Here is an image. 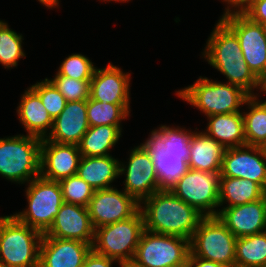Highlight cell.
Returning a JSON list of instances; mask_svg holds the SVG:
<instances>
[{
  "label": "cell",
  "instance_id": "cell-1",
  "mask_svg": "<svg viewBox=\"0 0 266 267\" xmlns=\"http://www.w3.org/2000/svg\"><path fill=\"white\" fill-rule=\"evenodd\" d=\"M141 202L140 211L143 215L144 228L156 234L191 240L200 221L205 217L196 208L176 197L169 189L156 191Z\"/></svg>",
  "mask_w": 266,
  "mask_h": 267
},
{
  "label": "cell",
  "instance_id": "cell-2",
  "mask_svg": "<svg viewBox=\"0 0 266 267\" xmlns=\"http://www.w3.org/2000/svg\"><path fill=\"white\" fill-rule=\"evenodd\" d=\"M215 26L203 56L211 66L226 76L228 83L237 85L254 96L252 90L258 88V77L243 58L236 34L221 19Z\"/></svg>",
  "mask_w": 266,
  "mask_h": 267
},
{
  "label": "cell",
  "instance_id": "cell-3",
  "mask_svg": "<svg viewBox=\"0 0 266 267\" xmlns=\"http://www.w3.org/2000/svg\"><path fill=\"white\" fill-rule=\"evenodd\" d=\"M43 235L13 215L0 217V262L8 267H39Z\"/></svg>",
  "mask_w": 266,
  "mask_h": 267
},
{
  "label": "cell",
  "instance_id": "cell-4",
  "mask_svg": "<svg viewBox=\"0 0 266 267\" xmlns=\"http://www.w3.org/2000/svg\"><path fill=\"white\" fill-rule=\"evenodd\" d=\"M41 140L28 134L0 138V176L21 184L39 177Z\"/></svg>",
  "mask_w": 266,
  "mask_h": 267
},
{
  "label": "cell",
  "instance_id": "cell-5",
  "mask_svg": "<svg viewBox=\"0 0 266 267\" xmlns=\"http://www.w3.org/2000/svg\"><path fill=\"white\" fill-rule=\"evenodd\" d=\"M176 92L178 97L200 109L207 117L240 112L239 107L250 97L237 85L201 76L193 85Z\"/></svg>",
  "mask_w": 266,
  "mask_h": 267
},
{
  "label": "cell",
  "instance_id": "cell-6",
  "mask_svg": "<svg viewBox=\"0 0 266 267\" xmlns=\"http://www.w3.org/2000/svg\"><path fill=\"white\" fill-rule=\"evenodd\" d=\"M144 230L143 215L139 210L129 219L96 228L92 249L115 259L119 266L131 263Z\"/></svg>",
  "mask_w": 266,
  "mask_h": 267
},
{
  "label": "cell",
  "instance_id": "cell-7",
  "mask_svg": "<svg viewBox=\"0 0 266 267\" xmlns=\"http://www.w3.org/2000/svg\"><path fill=\"white\" fill-rule=\"evenodd\" d=\"M236 240L217 216H207L193 233L190 253L197 258L235 267Z\"/></svg>",
  "mask_w": 266,
  "mask_h": 267
},
{
  "label": "cell",
  "instance_id": "cell-8",
  "mask_svg": "<svg viewBox=\"0 0 266 267\" xmlns=\"http://www.w3.org/2000/svg\"><path fill=\"white\" fill-rule=\"evenodd\" d=\"M26 197L28 208L13 216L44 234L51 227L64 202L60 184L39 176L29 182Z\"/></svg>",
  "mask_w": 266,
  "mask_h": 267
},
{
  "label": "cell",
  "instance_id": "cell-9",
  "mask_svg": "<svg viewBox=\"0 0 266 267\" xmlns=\"http://www.w3.org/2000/svg\"><path fill=\"white\" fill-rule=\"evenodd\" d=\"M190 240L144 230L132 263L138 267H183Z\"/></svg>",
  "mask_w": 266,
  "mask_h": 267
},
{
  "label": "cell",
  "instance_id": "cell-10",
  "mask_svg": "<svg viewBox=\"0 0 266 267\" xmlns=\"http://www.w3.org/2000/svg\"><path fill=\"white\" fill-rule=\"evenodd\" d=\"M221 173L188 169L169 190L205 217L217 216Z\"/></svg>",
  "mask_w": 266,
  "mask_h": 267
},
{
  "label": "cell",
  "instance_id": "cell-11",
  "mask_svg": "<svg viewBox=\"0 0 266 267\" xmlns=\"http://www.w3.org/2000/svg\"><path fill=\"white\" fill-rule=\"evenodd\" d=\"M124 165L120 162L119 175L126 173L124 191L139 203L161 190L150 149L144 143L131 150Z\"/></svg>",
  "mask_w": 266,
  "mask_h": 267
},
{
  "label": "cell",
  "instance_id": "cell-12",
  "mask_svg": "<svg viewBox=\"0 0 266 267\" xmlns=\"http://www.w3.org/2000/svg\"><path fill=\"white\" fill-rule=\"evenodd\" d=\"M94 229L117 221L129 219L140 210V203L124 190L107 188L95 190L88 205Z\"/></svg>",
  "mask_w": 266,
  "mask_h": 267
},
{
  "label": "cell",
  "instance_id": "cell-13",
  "mask_svg": "<svg viewBox=\"0 0 266 267\" xmlns=\"http://www.w3.org/2000/svg\"><path fill=\"white\" fill-rule=\"evenodd\" d=\"M220 19L236 34L243 58L259 77L266 67V36L262 24L251 21L244 14H232Z\"/></svg>",
  "mask_w": 266,
  "mask_h": 267
},
{
  "label": "cell",
  "instance_id": "cell-14",
  "mask_svg": "<svg viewBox=\"0 0 266 267\" xmlns=\"http://www.w3.org/2000/svg\"><path fill=\"white\" fill-rule=\"evenodd\" d=\"M220 173L254 181L266 191V150L249 145L226 148Z\"/></svg>",
  "mask_w": 266,
  "mask_h": 267
},
{
  "label": "cell",
  "instance_id": "cell-15",
  "mask_svg": "<svg viewBox=\"0 0 266 267\" xmlns=\"http://www.w3.org/2000/svg\"><path fill=\"white\" fill-rule=\"evenodd\" d=\"M94 232L87 207L63 202L43 237L71 239L93 245Z\"/></svg>",
  "mask_w": 266,
  "mask_h": 267
},
{
  "label": "cell",
  "instance_id": "cell-16",
  "mask_svg": "<svg viewBox=\"0 0 266 267\" xmlns=\"http://www.w3.org/2000/svg\"><path fill=\"white\" fill-rule=\"evenodd\" d=\"M81 153L78 145L41 140L40 176L50 181L76 175Z\"/></svg>",
  "mask_w": 266,
  "mask_h": 267
},
{
  "label": "cell",
  "instance_id": "cell-17",
  "mask_svg": "<svg viewBox=\"0 0 266 267\" xmlns=\"http://www.w3.org/2000/svg\"><path fill=\"white\" fill-rule=\"evenodd\" d=\"M217 211V217L236 238L266 231V195L255 202Z\"/></svg>",
  "mask_w": 266,
  "mask_h": 267
},
{
  "label": "cell",
  "instance_id": "cell-18",
  "mask_svg": "<svg viewBox=\"0 0 266 267\" xmlns=\"http://www.w3.org/2000/svg\"><path fill=\"white\" fill-rule=\"evenodd\" d=\"M130 74L109 63L105 68H95L90 81V98L100 102L130 105Z\"/></svg>",
  "mask_w": 266,
  "mask_h": 267
},
{
  "label": "cell",
  "instance_id": "cell-19",
  "mask_svg": "<svg viewBox=\"0 0 266 267\" xmlns=\"http://www.w3.org/2000/svg\"><path fill=\"white\" fill-rule=\"evenodd\" d=\"M89 243L43 237L40 245L39 267H82L91 251Z\"/></svg>",
  "mask_w": 266,
  "mask_h": 267
},
{
  "label": "cell",
  "instance_id": "cell-20",
  "mask_svg": "<svg viewBox=\"0 0 266 267\" xmlns=\"http://www.w3.org/2000/svg\"><path fill=\"white\" fill-rule=\"evenodd\" d=\"M87 100L66 102L63 111L53 120L45 139L59 144L78 145L89 128Z\"/></svg>",
  "mask_w": 266,
  "mask_h": 267
},
{
  "label": "cell",
  "instance_id": "cell-21",
  "mask_svg": "<svg viewBox=\"0 0 266 267\" xmlns=\"http://www.w3.org/2000/svg\"><path fill=\"white\" fill-rule=\"evenodd\" d=\"M226 148L204 132L191 135L187 157L188 167L193 170L220 173Z\"/></svg>",
  "mask_w": 266,
  "mask_h": 267
},
{
  "label": "cell",
  "instance_id": "cell-22",
  "mask_svg": "<svg viewBox=\"0 0 266 267\" xmlns=\"http://www.w3.org/2000/svg\"><path fill=\"white\" fill-rule=\"evenodd\" d=\"M17 114L28 135L44 139L48 129H52L53 119L31 87L22 95Z\"/></svg>",
  "mask_w": 266,
  "mask_h": 267
},
{
  "label": "cell",
  "instance_id": "cell-23",
  "mask_svg": "<svg viewBox=\"0 0 266 267\" xmlns=\"http://www.w3.org/2000/svg\"><path fill=\"white\" fill-rule=\"evenodd\" d=\"M144 144L150 149L161 189H170L189 169L183 153L165 152L151 138Z\"/></svg>",
  "mask_w": 266,
  "mask_h": 267
},
{
  "label": "cell",
  "instance_id": "cell-24",
  "mask_svg": "<svg viewBox=\"0 0 266 267\" xmlns=\"http://www.w3.org/2000/svg\"><path fill=\"white\" fill-rule=\"evenodd\" d=\"M120 162L111 155L81 156L77 176L94 190L111 188V183L119 176Z\"/></svg>",
  "mask_w": 266,
  "mask_h": 267
},
{
  "label": "cell",
  "instance_id": "cell-25",
  "mask_svg": "<svg viewBox=\"0 0 266 267\" xmlns=\"http://www.w3.org/2000/svg\"><path fill=\"white\" fill-rule=\"evenodd\" d=\"M209 123L204 133L225 148L246 145L242 112L208 116Z\"/></svg>",
  "mask_w": 266,
  "mask_h": 267
},
{
  "label": "cell",
  "instance_id": "cell-26",
  "mask_svg": "<svg viewBox=\"0 0 266 267\" xmlns=\"http://www.w3.org/2000/svg\"><path fill=\"white\" fill-rule=\"evenodd\" d=\"M266 191L256 182L234 177L220 178L219 207L228 202L226 207L243 205L262 199Z\"/></svg>",
  "mask_w": 266,
  "mask_h": 267
},
{
  "label": "cell",
  "instance_id": "cell-27",
  "mask_svg": "<svg viewBox=\"0 0 266 267\" xmlns=\"http://www.w3.org/2000/svg\"><path fill=\"white\" fill-rule=\"evenodd\" d=\"M120 126L89 127L78 144L81 156H107L109 150L116 145L121 136Z\"/></svg>",
  "mask_w": 266,
  "mask_h": 267
},
{
  "label": "cell",
  "instance_id": "cell-28",
  "mask_svg": "<svg viewBox=\"0 0 266 267\" xmlns=\"http://www.w3.org/2000/svg\"><path fill=\"white\" fill-rule=\"evenodd\" d=\"M256 95L250 96L245 105L250 112H243L246 145L264 147L266 145V101L263 103Z\"/></svg>",
  "mask_w": 266,
  "mask_h": 267
},
{
  "label": "cell",
  "instance_id": "cell-29",
  "mask_svg": "<svg viewBox=\"0 0 266 267\" xmlns=\"http://www.w3.org/2000/svg\"><path fill=\"white\" fill-rule=\"evenodd\" d=\"M235 267H266V231L237 238Z\"/></svg>",
  "mask_w": 266,
  "mask_h": 267
},
{
  "label": "cell",
  "instance_id": "cell-30",
  "mask_svg": "<svg viewBox=\"0 0 266 267\" xmlns=\"http://www.w3.org/2000/svg\"><path fill=\"white\" fill-rule=\"evenodd\" d=\"M129 106L100 102L89 97L87 99L89 126H120L121 121L129 116Z\"/></svg>",
  "mask_w": 266,
  "mask_h": 267
},
{
  "label": "cell",
  "instance_id": "cell-31",
  "mask_svg": "<svg viewBox=\"0 0 266 267\" xmlns=\"http://www.w3.org/2000/svg\"><path fill=\"white\" fill-rule=\"evenodd\" d=\"M192 134L183 128L161 125L158 130L151 132L150 138L165 152L183 153L188 157Z\"/></svg>",
  "mask_w": 266,
  "mask_h": 267
},
{
  "label": "cell",
  "instance_id": "cell-32",
  "mask_svg": "<svg viewBox=\"0 0 266 267\" xmlns=\"http://www.w3.org/2000/svg\"><path fill=\"white\" fill-rule=\"evenodd\" d=\"M22 39V34L10 29L7 23L0 25V63L5 68L17 66L18 60L25 57Z\"/></svg>",
  "mask_w": 266,
  "mask_h": 267
},
{
  "label": "cell",
  "instance_id": "cell-33",
  "mask_svg": "<svg viewBox=\"0 0 266 267\" xmlns=\"http://www.w3.org/2000/svg\"><path fill=\"white\" fill-rule=\"evenodd\" d=\"M63 201L88 207L95 190L77 175L59 181Z\"/></svg>",
  "mask_w": 266,
  "mask_h": 267
},
{
  "label": "cell",
  "instance_id": "cell-34",
  "mask_svg": "<svg viewBox=\"0 0 266 267\" xmlns=\"http://www.w3.org/2000/svg\"><path fill=\"white\" fill-rule=\"evenodd\" d=\"M65 97L67 102L87 100L90 97V81L77 80L56 73L53 79H48Z\"/></svg>",
  "mask_w": 266,
  "mask_h": 267
},
{
  "label": "cell",
  "instance_id": "cell-35",
  "mask_svg": "<svg viewBox=\"0 0 266 267\" xmlns=\"http://www.w3.org/2000/svg\"><path fill=\"white\" fill-rule=\"evenodd\" d=\"M31 88L39 95L44 107L54 120L65 108L66 99L60 91L48 80L37 82Z\"/></svg>",
  "mask_w": 266,
  "mask_h": 267
},
{
  "label": "cell",
  "instance_id": "cell-36",
  "mask_svg": "<svg viewBox=\"0 0 266 267\" xmlns=\"http://www.w3.org/2000/svg\"><path fill=\"white\" fill-rule=\"evenodd\" d=\"M95 68L88 57L82 54H72L65 58L57 73L77 80H91Z\"/></svg>",
  "mask_w": 266,
  "mask_h": 267
},
{
  "label": "cell",
  "instance_id": "cell-37",
  "mask_svg": "<svg viewBox=\"0 0 266 267\" xmlns=\"http://www.w3.org/2000/svg\"><path fill=\"white\" fill-rule=\"evenodd\" d=\"M244 15L255 23H266V0H255Z\"/></svg>",
  "mask_w": 266,
  "mask_h": 267
},
{
  "label": "cell",
  "instance_id": "cell-38",
  "mask_svg": "<svg viewBox=\"0 0 266 267\" xmlns=\"http://www.w3.org/2000/svg\"><path fill=\"white\" fill-rule=\"evenodd\" d=\"M116 260L96 253L93 249L87 254L82 267H112Z\"/></svg>",
  "mask_w": 266,
  "mask_h": 267
},
{
  "label": "cell",
  "instance_id": "cell-39",
  "mask_svg": "<svg viewBox=\"0 0 266 267\" xmlns=\"http://www.w3.org/2000/svg\"><path fill=\"white\" fill-rule=\"evenodd\" d=\"M226 2L229 6L225 9V13L221 16V18H224L226 16L232 15V14H244L253 4L255 0H223ZM230 7H235L236 11L233 9L230 10ZM238 8V9H237Z\"/></svg>",
  "mask_w": 266,
  "mask_h": 267
},
{
  "label": "cell",
  "instance_id": "cell-40",
  "mask_svg": "<svg viewBox=\"0 0 266 267\" xmlns=\"http://www.w3.org/2000/svg\"><path fill=\"white\" fill-rule=\"evenodd\" d=\"M183 267H229L220 263H216L213 261L204 260L201 258H197L189 253L185 264Z\"/></svg>",
  "mask_w": 266,
  "mask_h": 267
},
{
  "label": "cell",
  "instance_id": "cell-41",
  "mask_svg": "<svg viewBox=\"0 0 266 267\" xmlns=\"http://www.w3.org/2000/svg\"><path fill=\"white\" fill-rule=\"evenodd\" d=\"M258 87V89H261V91H265L266 93V67L258 77Z\"/></svg>",
  "mask_w": 266,
  "mask_h": 267
},
{
  "label": "cell",
  "instance_id": "cell-42",
  "mask_svg": "<svg viewBox=\"0 0 266 267\" xmlns=\"http://www.w3.org/2000/svg\"><path fill=\"white\" fill-rule=\"evenodd\" d=\"M40 3L45 5L48 8H52L59 5V0H38Z\"/></svg>",
  "mask_w": 266,
  "mask_h": 267
},
{
  "label": "cell",
  "instance_id": "cell-43",
  "mask_svg": "<svg viewBox=\"0 0 266 267\" xmlns=\"http://www.w3.org/2000/svg\"><path fill=\"white\" fill-rule=\"evenodd\" d=\"M124 267H138L136 265H134L132 262L131 263H125Z\"/></svg>",
  "mask_w": 266,
  "mask_h": 267
},
{
  "label": "cell",
  "instance_id": "cell-44",
  "mask_svg": "<svg viewBox=\"0 0 266 267\" xmlns=\"http://www.w3.org/2000/svg\"><path fill=\"white\" fill-rule=\"evenodd\" d=\"M262 27H263V30H264V34H265V36H266V23H263V24H262Z\"/></svg>",
  "mask_w": 266,
  "mask_h": 267
},
{
  "label": "cell",
  "instance_id": "cell-45",
  "mask_svg": "<svg viewBox=\"0 0 266 267\" xmlns=\"http://www.w3.org/2000/svg\"><path fill=\"white\" fill-rule=\"evenodd\" d=\"M104 1H109V2H110V1H115V2H116V1H122V2L127 1V2H128L129 0H104Z\"/></svg>",
  "mask_w": 266,
  "mask_h": 267
},
{
  "label": "cell",
  "instance_id": "cell-46",
  "mask_svg": "<svg viewBox=\"0 0 266 267\" xmlns=\"http://www.w3.org/2000/svg\"><path fill=\"white\" fill-rule=\"evenodd\" d=\"M0 267H8V266L5 265L4 263L0 262Z\"/></svg>",
  "mask_w": 266,
  "mask_h": 267
}]
</instances>
